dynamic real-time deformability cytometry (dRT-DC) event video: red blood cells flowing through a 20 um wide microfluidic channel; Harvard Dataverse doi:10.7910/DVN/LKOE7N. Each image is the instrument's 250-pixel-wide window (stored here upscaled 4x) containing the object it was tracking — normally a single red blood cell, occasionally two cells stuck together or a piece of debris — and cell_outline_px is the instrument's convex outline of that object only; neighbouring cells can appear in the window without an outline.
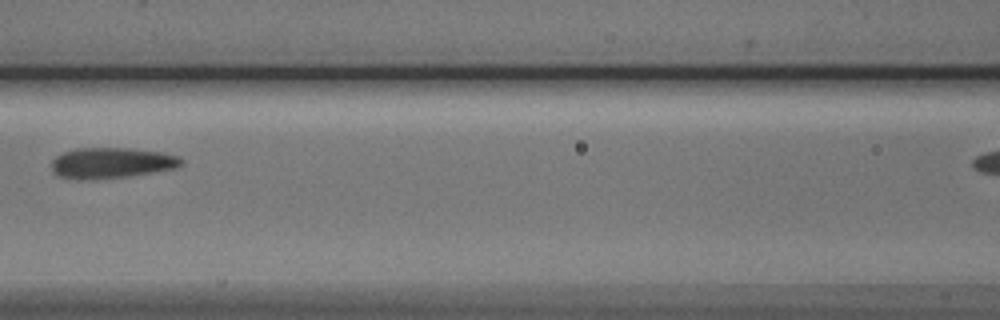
{"species": "Egyptian fruit bat (a non-hibernating species)", "species_latin": "Rousettus aegyptiacus", "temperature_condition": "cold", "stored_images_in_passage": 4, "segment_of_instrument_passage": [1, 2], "camera_frame_rate_fps": 3000, "um_per_image_px": 0.085, "animal": {"sex": "male"}, "frame": {"image": 1, "passage_image": 3, "time_ms": 2.333, "image_size_px": [1000, 320], "cell_outline_px": [[184, 164], [176, 168], [152, 172], [124, 176], [60, 176], [52, 172], [52, 160], [56, 156], [64, 152], [76, 148], [132, 148], [160, 152], [180, 156], [184, 160]], "centroid_in_image_um": [9.58, 13.78], "position_along_channel_um": 157.0, "area_um2": 22.2}}